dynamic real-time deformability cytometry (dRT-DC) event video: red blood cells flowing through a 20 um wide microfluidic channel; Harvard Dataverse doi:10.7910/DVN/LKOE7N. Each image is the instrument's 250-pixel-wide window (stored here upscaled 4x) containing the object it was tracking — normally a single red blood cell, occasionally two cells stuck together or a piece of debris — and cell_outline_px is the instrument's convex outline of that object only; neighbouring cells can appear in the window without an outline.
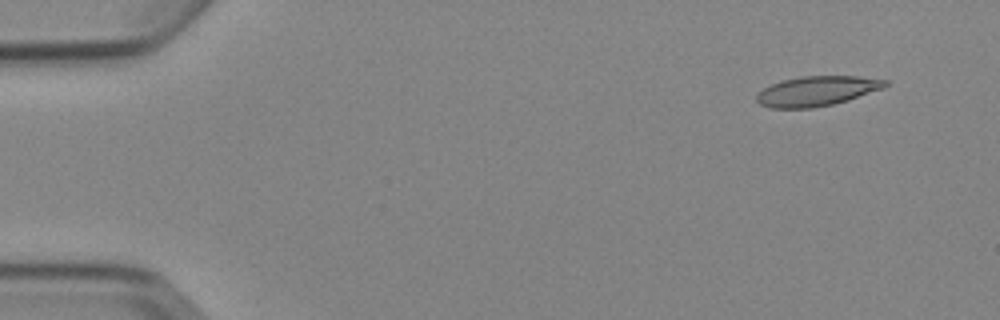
{"species": "Egyptian fruit bat (a non-hibernating species)", "species_latin": "Rousettus aegyptiacus", "temperature_condition": "cold", "stored_images_in_passage": 4, "camera_frame_rate_fps": 3000, "um_per_image_px": 0.085, "animal": {"sex": "female"}, "frame": {"image": 1, "passage_image": 1, "time_ms": 0.0, "image_size_px": [1000, 320], "cell_outline_px": [[888, 84], [884, 88], [848, 100], [832, 104], [812, 108], [772, 108], [760, 104], [756, 100], [756, 96], [764, 88], [780, 80], [800, 76], [856, 76], [888, 80]], "centroid_in_image_um": [69.44, 7.73], "position_along_channel_um": 15.6, "area_um2": 22.31}}
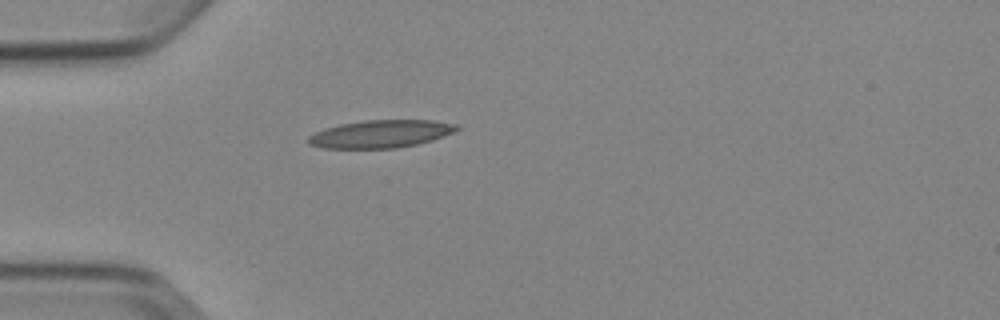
{"frame": {"image": 2, "passage_image": 4, "time_ms": 3.667, "image_size_px": [1000, 320], "cell_outline_px": [[460, 128], [452, 132], [432, 140], [416, 144], [396, 148], [324, 148], [308, 144], [308, 136], [324, 128], [340, 124], [364, 120], [432, 120], [460, 124]], "centroid_in_image_um": [32.36, 11.37], "position_along_channel_um": 52.6, "area_um2": 23.93}}